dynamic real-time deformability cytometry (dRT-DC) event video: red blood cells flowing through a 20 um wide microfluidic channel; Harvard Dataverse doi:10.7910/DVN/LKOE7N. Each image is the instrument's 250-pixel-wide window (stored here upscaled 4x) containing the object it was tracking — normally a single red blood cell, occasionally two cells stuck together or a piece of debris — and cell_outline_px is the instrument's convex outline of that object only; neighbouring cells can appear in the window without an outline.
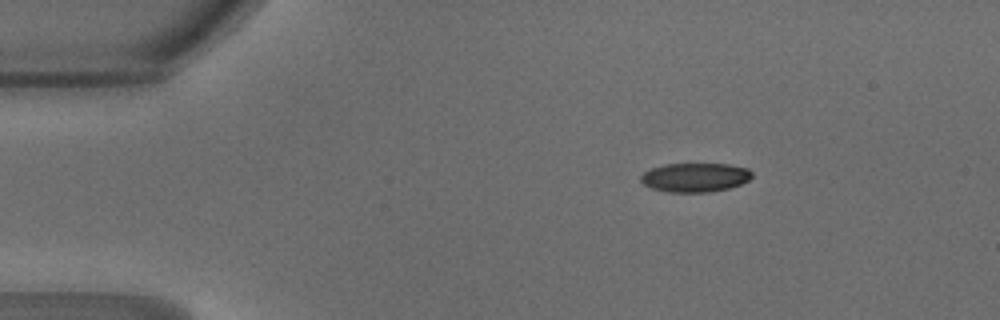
{"species": "common noctule bat (a hibernating species)", "species_latin": "Nyctalus noctula", "temperature_condition": "warm", "stored_images_in_passage": 41, "camera_frame_rate_fps": 3000, "um_per_image_px": 0.085, "animal": {"sex": "male", "body_mass_g": 18.8}, "frame": {"image": 1, "passage_image": 1, "time_ms": 0.0, "image_size_px": [1000, 320], "cell_outline_px": [[752, 176], [748, 180], [740, 184], [728, 188], [708, 192], [668, 192], [652, 188], [644, 184], [640, 180], [640, 176], [644, 172], [652, 168], [664, 164], [728, 164], [748, 168], [752, 172]], "centroid_in_image_um": [59.07, 15.07], "position_along_channel_um": 25.9, "area_um2": 18.73}}
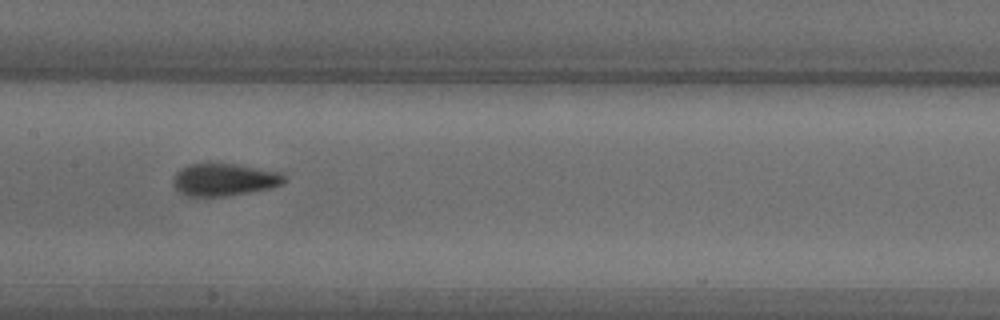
{"frame": {"image": 2, "passage_image": 17, "time_ms": 5.333, "image_size_px": [1000, 320], "cell_outline_px": [[288, 180], [284, 184], [268, 188], [248, 192], [224, 196], [188, 196], [180, 192], [172, 184], [172, 180], [176, 172], [180, 168], [188, 164], [208, 160], [284, 172]], "centroid_in_image_um": [19.05, 15.22], "position_along_channel_um": 188.4, "area_um2": 21.68}}
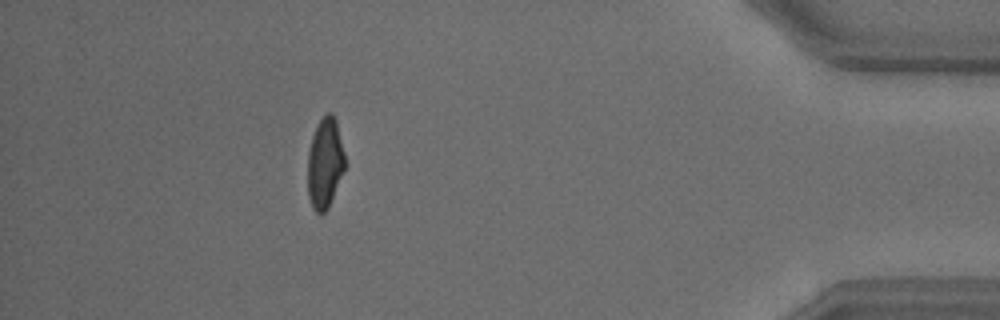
{"frame": {"image": 3, "passage_image": 36, "time_ms": 11.667, "image_size_px": [1000, 320], "cell_outline_px": [[344, 168], [328, 208], [324, 212], [316, 212], [312, 208], [308, 196], [308, 152], [312, 136], [316, 124], [328, 112], [332, 112], [336, 120], [344, 152]], "centroid_in_image_um": [27.6, 13.84], "position_along_channel_um": 407.6, "area_um2": 19.36}, "authors_computed_cell_mechanics": {"area_um2": 20.5768, "velocity_mm_per_s": 4.2667, "shape_relaxation_time_tau1_ms": 8.5179, "shape_relaxation_time_tau2_ms": 1.1792, "deformation_change_tau1": 0.239, "deformation_change_tau2": 0.0827}}